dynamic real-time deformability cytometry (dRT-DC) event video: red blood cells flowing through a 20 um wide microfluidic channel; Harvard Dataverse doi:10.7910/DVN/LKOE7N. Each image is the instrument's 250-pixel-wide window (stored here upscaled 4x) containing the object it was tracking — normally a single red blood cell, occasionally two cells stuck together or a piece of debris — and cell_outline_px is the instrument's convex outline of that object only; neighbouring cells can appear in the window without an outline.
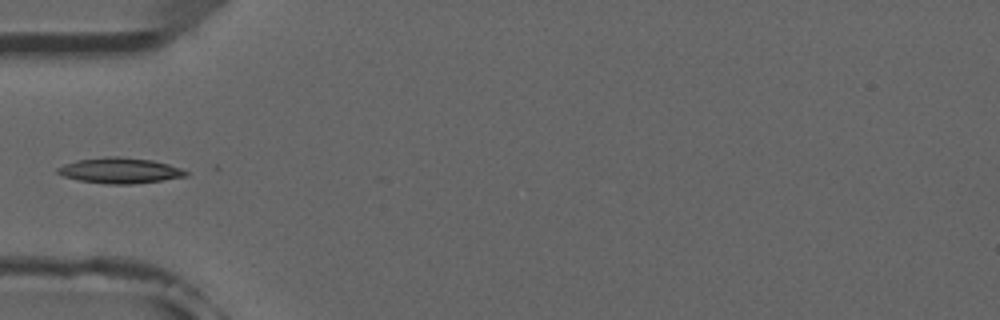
{"species": "common noctule bat (a hibernating species)", "species_latin": "Nyctalus noctula", "temperature_condition": "room temperature", "stored_images_in_passage": 4, "camera_frame_rate_fps": 3000, "um_per_image_px": 0.085, "animal": {"sex": "male", "forearm_length_mm": 52.5}, "frame": {"image": 1, "passage_image": 3, "time_ms": 2.333, "image_size_px": [1000, 320], "cell_outline_px": [[188, 176], [132, 184], [108, 184], [80, 180], [64, 176], [56, 172], [56, 168], [64, 164], [76, 160], [104, 156], [120, 156], [152, 160], [168, 164], [180, 168], [188, 172]], "centroid_in_image_um": [10.17, 14.48], "position_along_channel_um": 74.8, "area_um2": 19.07}}
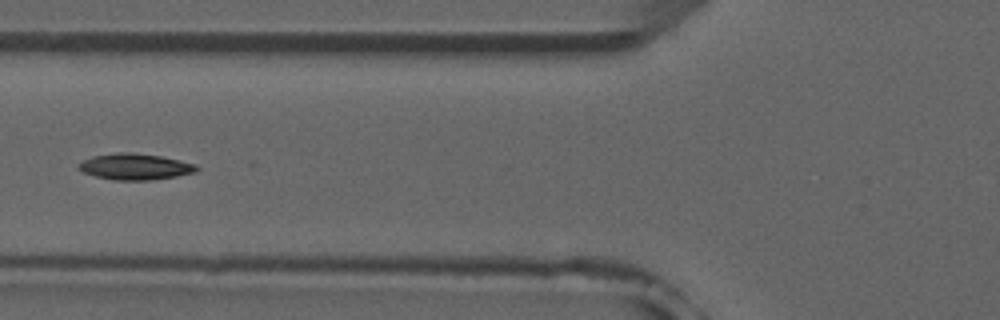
{"frame": {"image": 2, "passage_image": 4, "time_ms": 3.333, "image_size_px": [1000, 320], "cell_outline_px": [[200, 168], [196, 172], [176, 176], [148, 180], [112, 180], [96, 176], [84, 172], [76, 168], [76, 164], [92, 156], [116, 152], [132, 152], [160, 156], [180, 160], [196, 164]], "centroid_in_image_um": [11.47, 14.16], "position_along_channel_um": 114.3, "area_um2": 18.09}}